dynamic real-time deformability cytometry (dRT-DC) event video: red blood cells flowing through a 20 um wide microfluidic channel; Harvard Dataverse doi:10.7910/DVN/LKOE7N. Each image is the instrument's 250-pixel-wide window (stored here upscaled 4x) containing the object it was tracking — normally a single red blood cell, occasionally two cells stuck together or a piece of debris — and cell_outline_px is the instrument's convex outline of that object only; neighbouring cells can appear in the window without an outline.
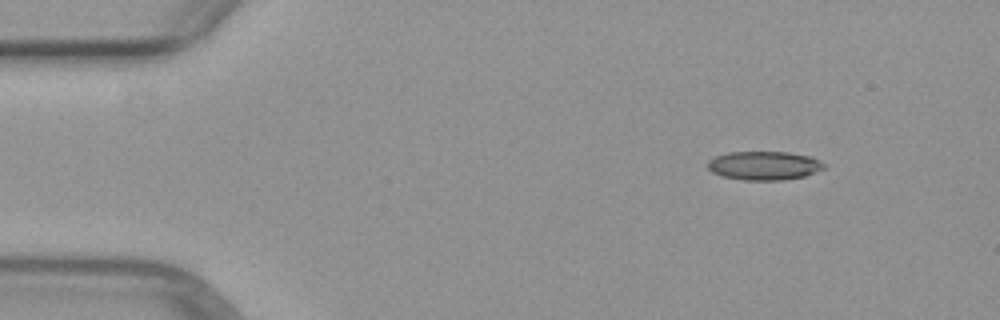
{"species": "common noctule bat (a hibernating species)", "species_latin": "Nyctalus noctula", "temperature_condition": "warm", "stored_images_in_passage": 3, "camera_frame_rate_fps": 3000, "um_per_image_px": 0.085, "animal": {"sex": "female", "body_mass_g": 29.2, "forearm_length_mm": 56.3}, "frame": {"image": 1, "passage_image": 1, "time_ms": 0.0, "image_size_px": [1000, 320], "cell_outline_px": [[824, 168], [804, 176], [784, 180], [744, 180], [720, 176], [712, 172], [708, 168], [708, 160], [716, 156], [728, 152], [788, 152], [808, 156], [824, 164]], "centroid_in_image_um": [64.89, 14.08], "position_along_channel_um": 20.1, "area_um2": 19.31}}
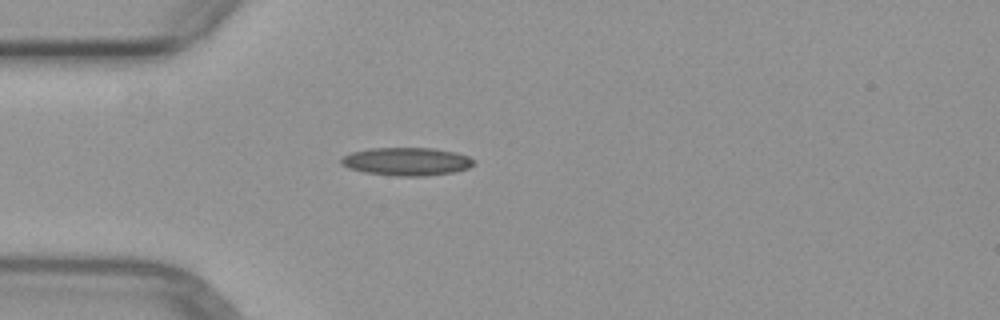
{"frame": {"image": 2, "passage_image": 3, "time_ms": 2.667, "image_size_px": [1000, 320], "cell_outline_px": [[476, 164], [468, 168], [452, 172], [424, 176], [392, 176], [364, 172], [348, 168], [340, 164], [340, 160], [344, 156], [352, 152], [372, 148], [432, 148], [456, 152], [468, 156], [476, 160]], "centroid_in_image_um": [34.58, 13.73], "position_along_channel_um": 50.4, "area_um2": 21.79}}